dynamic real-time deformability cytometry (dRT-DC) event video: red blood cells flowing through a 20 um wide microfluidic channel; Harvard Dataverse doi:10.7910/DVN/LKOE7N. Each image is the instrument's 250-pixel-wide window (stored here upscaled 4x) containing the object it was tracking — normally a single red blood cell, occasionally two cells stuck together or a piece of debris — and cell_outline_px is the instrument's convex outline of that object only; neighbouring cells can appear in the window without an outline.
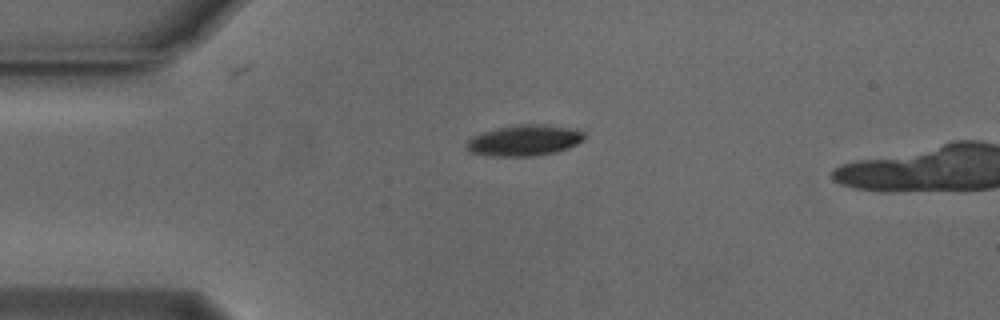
{"species": "Egyptian fruit bat (a non-hibernating species)", "species_latin": "Rousettus aegyptiacus", "temperature_condition": "cold", "stored_images_in_passage": 40, "camera_frame_rate_fps": 3000, "um_per_image_px": 0.085, "animal": {"sex": "male"}, "frame": {"image": 1, "passage_image": 1, "time_ms": 0.0, "image_size_px": [1000, 320], "cell_outline_px": [[584, 140], [568, 148], [556, 152], [532, 156], [492, 156], [468, 152], [464, 148], [464, 144], [472, 136], [496, 128], [516, 124], [544, 124], [576, 128], [584, 132]], "centroid_in_image_um": [44.55, 11.92], "position_along_channel_um": 40.4, "area_um2": 21.56}}
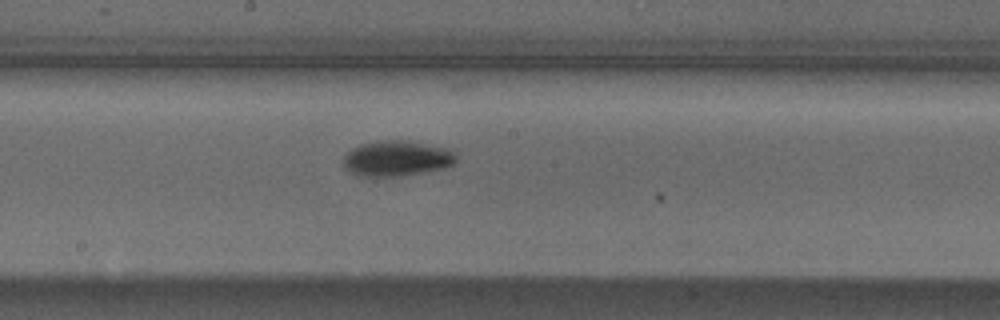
{"frame": {"image": 2, "passage_image": 17, "time_ms": 5.333, "image_size_px": [1000, 320], "cell_outline_px": [[456, 160], [452, 164], [444, 168], [400, 176], [360, 176], [344, 168], [344, 156], [352, 148], [360, 144], [376, 140], [408, 140], [448, 148], [456, 152]], "centroid_in_image_um": [33.73, 13.44], "position_along_channel_um": 214.5, "area_um2": 23.41}}
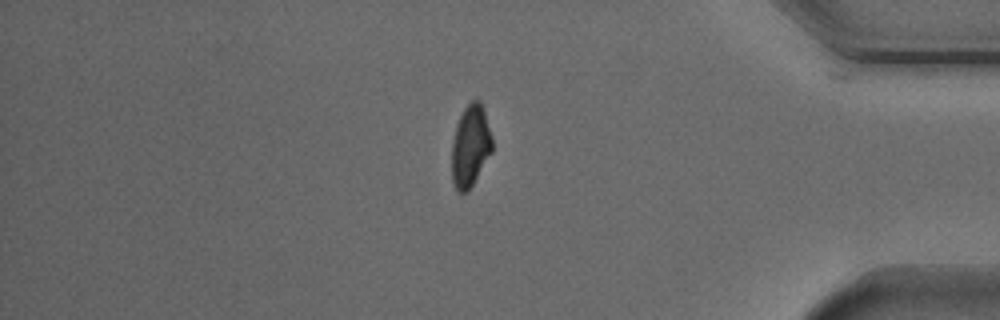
{"frame": {"image": 3, "passage_image": 34, "time_ms": 11.0, "image_size_px": [1000, 320], "cell_outline_px": [[492, 152], [468, 192], [460, 192], [456, 188], [452, 180], [452, 144], [456, 124], [464, 108], [472, 100], [480, 100], [492, 136]], "centroid_in_image_um": [39.98, 12.41], "position_along_channel_um": 395.2, "area_um2": 19.13}, "authors_computed_cell_mechanics": {"area_um2": 21.964, "velocity_mm_per_s": 3.7645, "shape_relaxation_time_tau1_ms": 2.2035, "shape_relaxation_time_tau2_ms": null, "deformation_change_tau1": 0.122, "deformation_change_tau2": null}}